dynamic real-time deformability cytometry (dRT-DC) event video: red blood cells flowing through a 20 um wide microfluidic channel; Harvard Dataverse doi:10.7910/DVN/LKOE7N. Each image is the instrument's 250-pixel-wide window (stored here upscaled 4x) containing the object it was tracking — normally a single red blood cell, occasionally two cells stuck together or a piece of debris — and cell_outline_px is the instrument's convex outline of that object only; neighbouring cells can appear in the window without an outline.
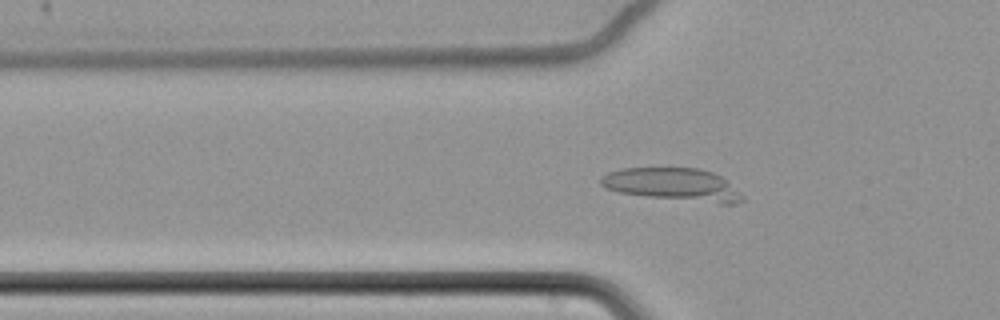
{"species": "common noctule bat (a hibernating species)", "species_latin": "Nyctalus noctula", "temperature_condition": "cold", "stored_images_in_passage": 54, "camera_frame_rate_fps": 3000, "um_per_image_px": 0.085, "animal": {"sex": "female", "body_mass_g": 22.7, "forearm_length_mm": 54.2}, "frame": {"image": 1, "passage_image": 17, "time_ms": 5.333, "image_size_px": [1000, 320], "cell_outline_px": [[744, 200], [736, 204], [720, 204], [648, 196], [620, 192], [604, 188], [600, 184], [600, 176], [608, 172], [620, 168], [696, 168], [712, 172], [720, 176], [740, 192], [744, 196]], "centroid_in_image_um": [57.2, 15.68], "position_along_channel_um": 68.6, "area_um2": 26.93}}